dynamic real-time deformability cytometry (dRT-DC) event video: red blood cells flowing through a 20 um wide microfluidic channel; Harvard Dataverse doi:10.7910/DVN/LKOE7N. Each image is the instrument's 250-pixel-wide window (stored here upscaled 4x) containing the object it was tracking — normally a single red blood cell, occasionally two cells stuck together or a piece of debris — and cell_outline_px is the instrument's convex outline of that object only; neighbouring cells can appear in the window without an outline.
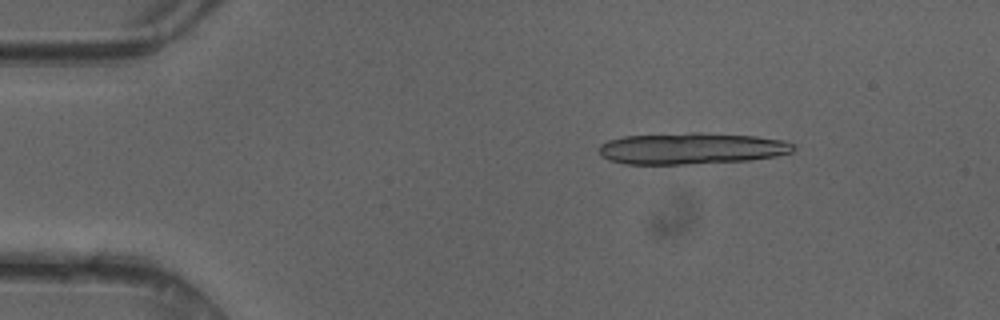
{"species": "common noctule bat (a hibernating species)", "species_latin": "Nyctalus noctula", "temperature_condition": "cold", "stored_images_in_passage": 49, "camera_frame_rate_fps": 3000, "um_per_image_px": 0.085, "animal": {"sex": "female"}, "frame": {"image": 1, "passage_image": 7, "time_ms": 2.0, "image_size_px": [1000, 320], "cell_outline_px": [[796, 148], [792, 152], [776, 156], [752, 160], [684, 164], [624, 164], [608, 160], [600, 156], [596, 148], [600, 144], [608, 140], [624, 136], [688, 132], [700, 132], [756, 136], [784, 140], [796, 144]], "centroid_in_image_um": [58.75, 12.61], "position_along_channel_um": 26.2, "area_um2": 36.24}}
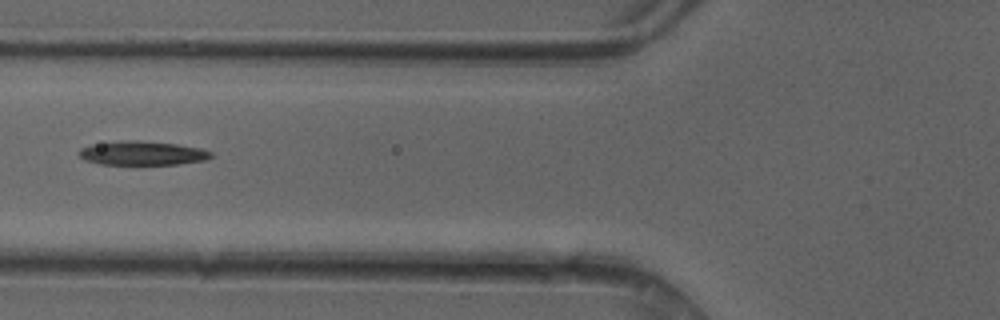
{"frame": {"image": 2, "passage_image": 19, "time_ms": 6.0, "image_size_px": [1000, 320], "cell_outline_px": [[212, 156], [204, 160], [176, 164], [100, 164], [84, 160], [76, 152], [80, 148], [92, 144], [120, 140], [140, 140], [176, 144], [200, 148], [212, 152]], "centroid_in_image_um": [12.03, 13.0], "position_along_channel_um": 113.8, "area_um2": 18.5}}
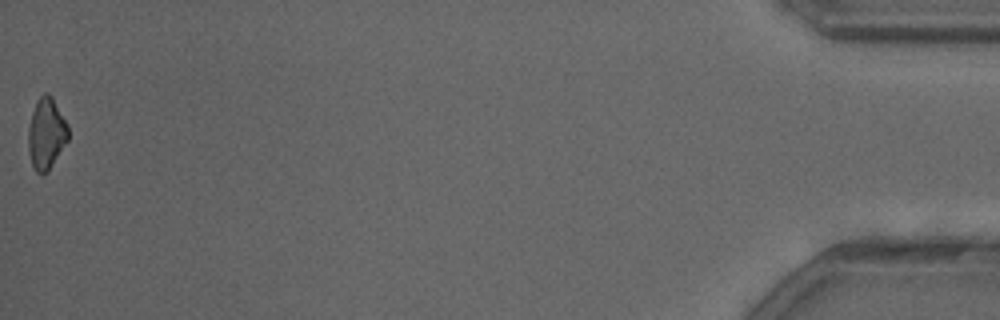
{"frame": {"image": 3, "passage_image": 49, "time_ms": 16.0, "image_size_px": [1000, 320], "cell_outline_px": [[68, 140], [48, 172], [36, 172], [32, 164], [28, 148], [28, 128], [32, 112], [36, 100], [44, 92], [48, 92], [52, 96], [68, 124]], "centroid_in_image_um": [3.94, 11.32], "position_along_channel_um": 431.3, "area_um2": 16.65}, "authors_computed_cell_mechanics": {"area_um2": 18.2648, "velocity_mm_per_s": 4.1916, "shape_relaxation_time_tau1_ms": 6.6812, "shape_relaxation_time_tau2_ms": null, "deformation_change_tau1": 0.1421, "deformation_change_tau2": null}}